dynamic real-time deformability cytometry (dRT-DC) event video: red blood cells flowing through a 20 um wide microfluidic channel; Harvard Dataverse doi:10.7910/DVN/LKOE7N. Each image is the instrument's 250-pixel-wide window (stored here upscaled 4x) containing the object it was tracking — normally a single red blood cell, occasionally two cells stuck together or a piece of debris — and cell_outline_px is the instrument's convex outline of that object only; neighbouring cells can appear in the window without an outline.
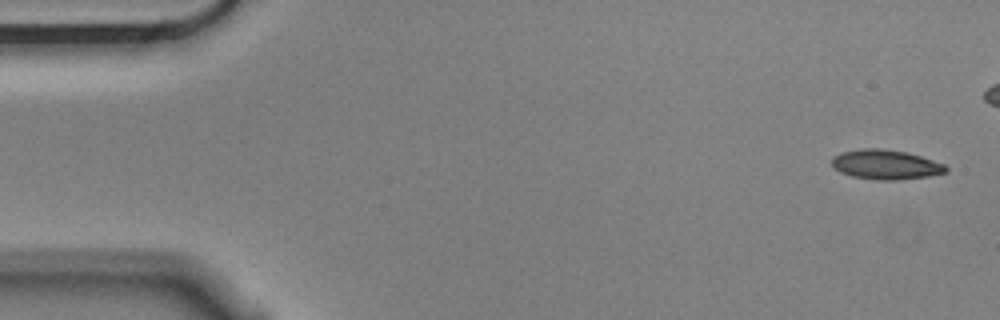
{"species": "Egyptian fruit bat (a non-hibernating species)", "species_latin": "Rousettus aegyptiacus", "temperature_condition": "cold", "stored_images_in_passage": 5, "camera_frame_rate_fps": 3000, "um_per_image_px": 0.085, "animal": {"sex": "male"}, "frame": {"image": 1, "passage_image": 1, "time_ms": 0.0, "image_size_px": [1000, 320], "cell_outline_px": [[948, 172], [928, 176], [896, 180], [876, 180], [852, 176], [840, 172], [832, 164], [832, 156], [844, 152], [864, 148], [880, 148], [908, 152], [944, 164], [948, 168]], "centroid_in_image_um": [75.3, 13.99], "position_along_channel_um": 9.7, "area_um2": 19.59}}